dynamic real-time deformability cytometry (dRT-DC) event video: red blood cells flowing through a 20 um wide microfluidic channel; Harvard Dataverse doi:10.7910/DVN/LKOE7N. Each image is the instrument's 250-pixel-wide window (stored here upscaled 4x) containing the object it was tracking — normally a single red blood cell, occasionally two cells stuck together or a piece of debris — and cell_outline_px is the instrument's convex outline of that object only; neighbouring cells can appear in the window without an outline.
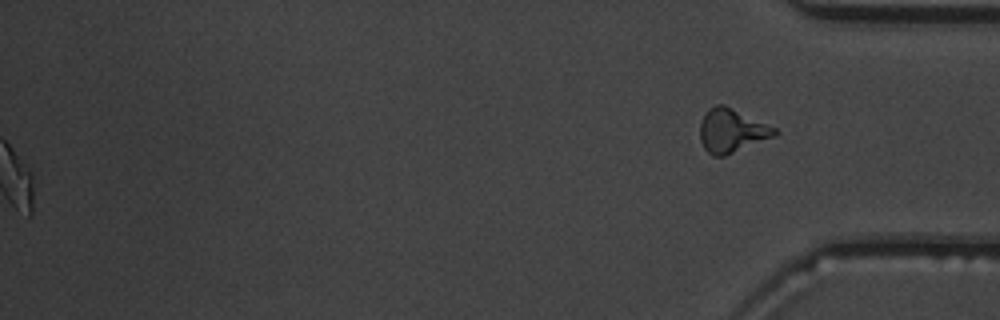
{"species": "common noctule bat (a hibernating species)", "species_latin": "Nyctalus noctula", "temperature_condition": "warm", "stored_images_in_passage": 56, "segment_of_instrument_passage": [2, 2], "camera_frame_rate_fps": 3000, "um_per_image_px": 0.085, "animal": {"sex": "male", "body_mass_g": 19.5, "forearm_length_mm": 54.6}, "frame": {"image": 1, "passage_image": 56, "time_ms": 18.333, "image_size_px": [1000, 320], "cell_outline_px": [[780, 132], [776, 136], [724, 156], [712, 156], [704, 148], [700, 140], [700, 124], [704, 112], [708, 108], [716, 104], [724, 104], [776, 128]], "centroid_in_image_um": [62.18, 11.1], "position_along_channel_um": 373.0, "area_um2": 19.13}}